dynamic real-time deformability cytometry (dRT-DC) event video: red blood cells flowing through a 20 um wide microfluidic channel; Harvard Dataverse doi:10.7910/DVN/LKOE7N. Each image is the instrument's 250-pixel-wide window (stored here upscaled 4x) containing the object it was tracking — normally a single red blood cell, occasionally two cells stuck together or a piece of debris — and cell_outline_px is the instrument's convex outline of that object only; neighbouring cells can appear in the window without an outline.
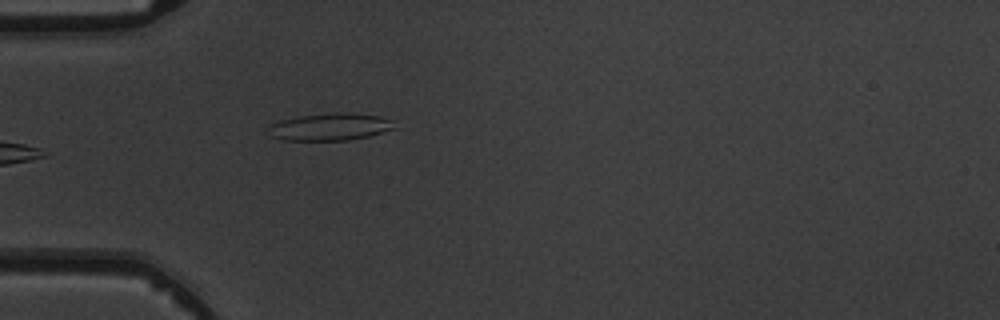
{"species": "common noctule bat (a hibernating species)", "species_latin": "Nyctalus noctula", "temperature_condition": "warm", "stored_images_in_passage": 4, "camera_frame_rate_fps": 3000, "um_per_image_px": 0.085, "animal": {"sex": "male", "body_mass_g": 19.5, "forearm_length_mm": 54.6}, "frame": {"image": 1, "passage_image": 4, "time_ms": 4.333, "image_size_px": [1000, 320], "cell_outline_px": [[396, 128], [368, 136], [348, 140], [284, 140], [272, 136], [268, 128], [272, 124], [280, 120], [300, 116], [380, 116], [392, 120]], "centroid_in_image_um": [28.03, 10.85], "position_along_channel_um": 57.0, "area_um2": 18.55}}